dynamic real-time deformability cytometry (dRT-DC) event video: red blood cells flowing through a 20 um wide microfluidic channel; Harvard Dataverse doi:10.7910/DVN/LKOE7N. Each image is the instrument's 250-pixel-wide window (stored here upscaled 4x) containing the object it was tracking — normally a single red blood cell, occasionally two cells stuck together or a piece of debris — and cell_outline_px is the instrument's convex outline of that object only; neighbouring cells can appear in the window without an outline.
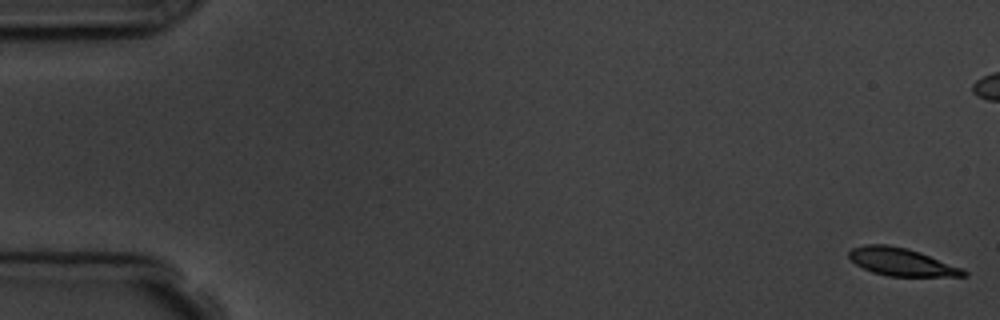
{"species": "common noctule bat (a hibernating species)", "species_latin": "Nyctalus noctula", "temperature_condition": "room temperature", "stored_images_in_passage": 4, "camera_frame_rate_fps": 3000, "um_per_image_px": 0.085, "animal": {"sex": "male", "body_mass_g": 19.5, "forearm_length_mm": 54.6}, "frame": {"image": 1, "passage_image": 1, "time_ms": 0.0, "image_size_px": [1000, 320], "cell_outline_px": [[968, 276], [888, 276], [872, 272], [856, 264], [848, 256], [848, 252], [852, 248], [868, 244], [884, 244], [908, 248], [920, 252], [960, 268], [968, 272]], "centroid_in_image_um": [76.6, 22.26], "position_along_channel_um": 8.4, "area_um2": 18.26}}